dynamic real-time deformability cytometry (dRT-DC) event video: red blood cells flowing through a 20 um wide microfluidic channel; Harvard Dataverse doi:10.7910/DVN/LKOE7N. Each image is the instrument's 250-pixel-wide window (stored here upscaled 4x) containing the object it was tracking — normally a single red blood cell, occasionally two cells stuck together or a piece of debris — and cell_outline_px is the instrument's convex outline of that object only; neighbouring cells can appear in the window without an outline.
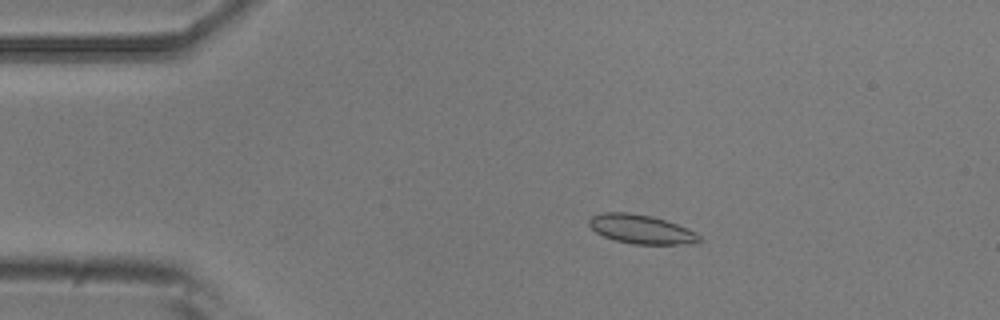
{"species": "common noctule bat (a hibernating species)", "species_latin": "Nyctalus noctula", "temperature_condition": "room temperature", "stored_images_in_passage": 6, "camera_frame_rate_fps": 3000, "um_per_image_px": 0.085, "animal": {"sex": "male", "body_mass_g": 20.5, "forearm_length_mm": 52.5}, "frame": {"image": 1, "passage_image": 3, "time_ms": 3.0, "image_size_px": [1000, 320], "cell_outline_px": [[704, 240], [700, 244], [632, 244], [616, 240], [604, 236], [596, 232], [588, 224], [588, 220], [592, 216], [600, 212], [628, 212], [652, 216], [688, 228], [696, 232]], "centroid_in_image_um": [54.55, 19.49], "position_along_channel_um": 30.5, "area_um2": 18.84}}
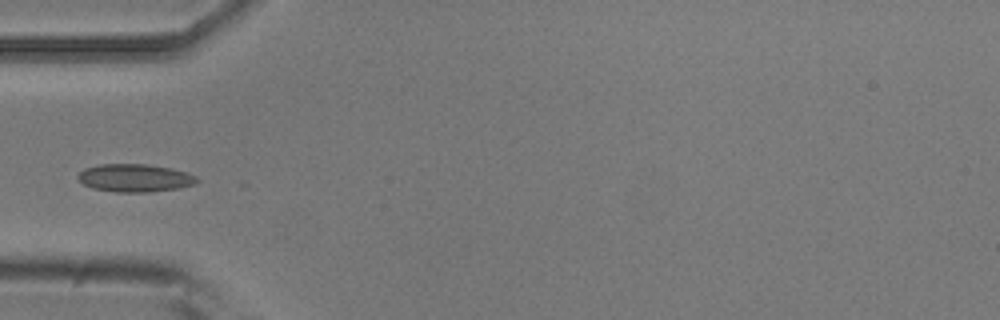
{"frame": {"image": 2, "passage_image": 5, "time_ms": 5.333, "image_size_px": [1000, 320], "cell_outline_px": [[200, 180], [196, 184], [180, 188], [148, 192], [116, 192], [92, 188], [84, 184], [76, 176], [84, 168], [100, 164], [148, 164], [172, 168], [188, 172], [196, 176]], "centroid_in_image_um": [11.5, 15.12], "position_along_channel_um": 73.5, "area_um2": 19.54}}
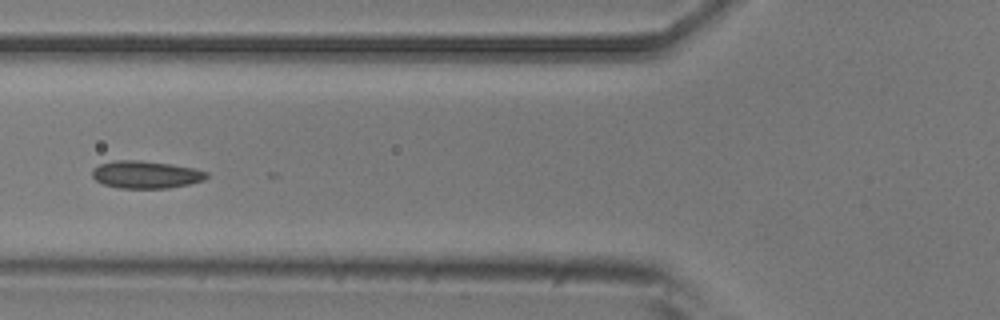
{"frame": {"image": 3, "passage_image": 6, "time_ms": 6.333, "image_size_px": [1000, 320], "cell_outline_px": [[208, 176], [204, 180], [188, 184], [168, 188], [120, 188], [104, 184], [96, 180], [92, 176], [92, 168], [100, 164], [112, 160], [140, 160], [172, 164], [196, 168], [208, 172]], "centroid_in_image_um": [12.4, 14.83], "position_along_channel_um": 113.4, "area_um2": 18.44}}